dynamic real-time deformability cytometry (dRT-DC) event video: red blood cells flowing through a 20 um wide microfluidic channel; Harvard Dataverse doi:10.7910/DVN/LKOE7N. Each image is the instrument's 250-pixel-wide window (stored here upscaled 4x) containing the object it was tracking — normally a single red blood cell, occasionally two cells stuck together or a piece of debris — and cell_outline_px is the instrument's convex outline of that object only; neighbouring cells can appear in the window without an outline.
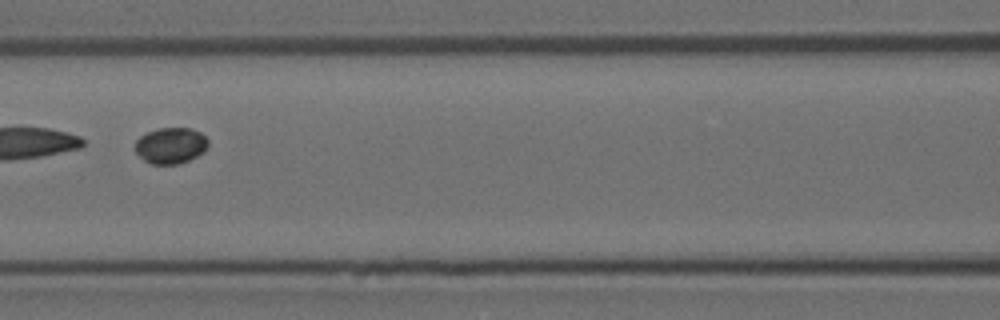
{"species": "Egyptian fruit bat (a non-hibernating species)", "species_latin": "Rousettus aegyptiacus", "temperature_condition": "room temperature", "stored_images_in_passage": 33, "segment_of_instrument_passage": [2, 2], "camera_frame_rate_fps": 3000, "um_per_image_px": 0.085, "animal": {"sex": "female"}, "frame": {"image": 1, "passage_image": 16, "time_ms": 5.0, "image_size_px": [1000, 320], "cell_outline_px": [[208, 144], [204, 152], [180, 164], [152, 164], [144, 160], [136, 152], [136, 140], [140, 136], [148, 132], [160, 128], [192, 128], [200, 132], [208, 140]], "centroid_in_image_um": [14.52, 12.37], "position_along_channel_um": 152.1, "area_um2": 15.26}}
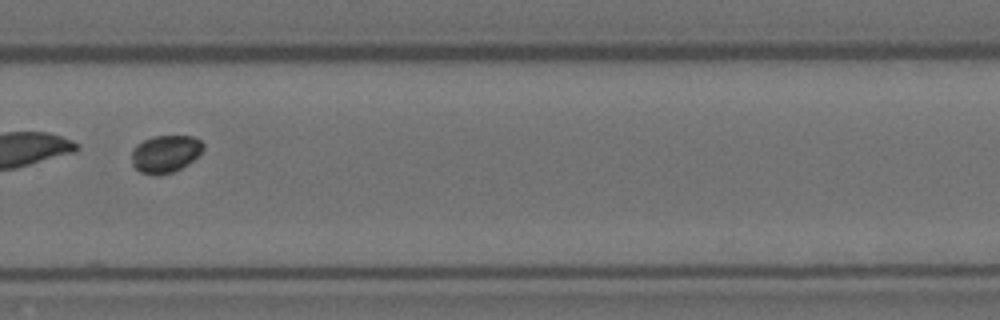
{"frame": {"image": 2, "passage_image": 29, "time_ms": 9.333, "image_size_px": [1000, 320], "cell_outline_px": [[204, 148], [188, 164], [172, 172], [160, 176], [152, 176], [140, 172], [132, 164], [132, 148], [136, 144], [152, 136], [192, 136], [200, 140], [204, 144]], "centroid_in_image_um": [14.02, 13.08], "position_along_channel_um": 315.8, "area_um2": 15.72}}